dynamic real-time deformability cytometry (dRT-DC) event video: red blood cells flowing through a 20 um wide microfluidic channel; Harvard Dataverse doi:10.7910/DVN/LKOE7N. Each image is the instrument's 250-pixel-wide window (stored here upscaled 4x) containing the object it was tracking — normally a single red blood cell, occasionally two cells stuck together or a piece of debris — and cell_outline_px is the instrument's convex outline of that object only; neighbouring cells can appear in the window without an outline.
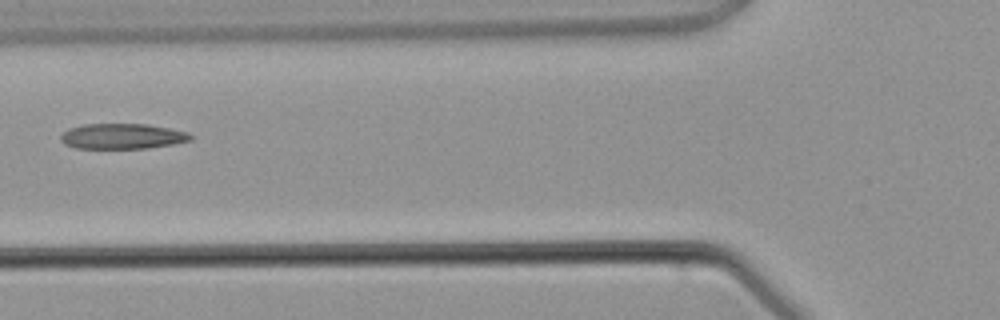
{"species": "common noctule bat (a hibernating species)", "species_latin": "Nyctalus noctula", "temperature_condition": "warm", "stored_images_in_passage": 5, "camera_frame_rate_fps": 3000, "um_per_image_px": 0.085, "animal": {"sex": "male", "body_mass_g": 21.5, "forearm_length_mm": 52.0}, "frame": {"image": 1, "passage_image": 5, "time_ms": 5.0, "image_size_px": [1000, 320], "cell_outline_px": [[192, 140], [172, 144], [148, 148], [76, 148], [64, 144], [60, 140], [60, 136], [68, 128], [84, 124], [148, 124], [188, 132], [192, 136]], "centroid_in_image_um": [10.38, 11.58], "position_along_channel_um": 115.4, "area_um2": 19.19}}